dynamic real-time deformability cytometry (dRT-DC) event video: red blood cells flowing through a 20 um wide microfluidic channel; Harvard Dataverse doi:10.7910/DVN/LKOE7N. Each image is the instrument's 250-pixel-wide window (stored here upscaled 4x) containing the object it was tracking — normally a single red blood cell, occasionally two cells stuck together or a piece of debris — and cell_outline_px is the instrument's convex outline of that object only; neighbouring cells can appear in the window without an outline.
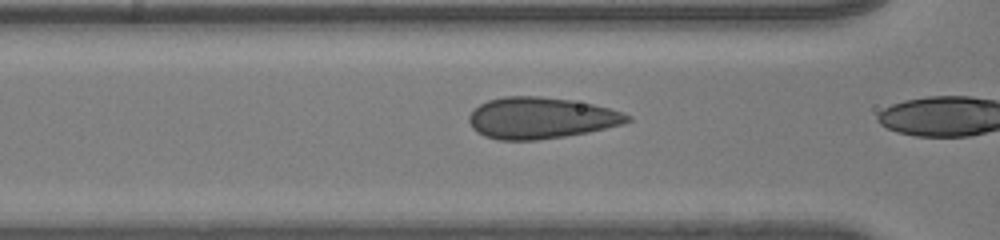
{"species": "human", "species_latin": "Homo sapiens", "temperature_condition": "room temperature", "stored_images_in_passage": 30, "camera_frame_rate_fps": 3000, "um_per_image_px": 0.085, "donor": {"sex": "male"}, "frame": {"image": 1, "passage_image": 29, "time_ms": 9.333, "image_size_px": [1000, 240], "cell_outline_px": [[632, 120], [624, 124], [588, 132], [564, 136], [536, 140], [500, 140], [484, 136], [476, 132], [472, 128], [468, 120], [468, 116], [480, 104], [488, 100], [504, 96], [540, 96], [572, 100], [592, 104], [624, 112], [632, 116]], "centroid_in_image_um": [45.98, 10.03], "position_along_channel_um": 120.6, "area_um2": 38.26}}